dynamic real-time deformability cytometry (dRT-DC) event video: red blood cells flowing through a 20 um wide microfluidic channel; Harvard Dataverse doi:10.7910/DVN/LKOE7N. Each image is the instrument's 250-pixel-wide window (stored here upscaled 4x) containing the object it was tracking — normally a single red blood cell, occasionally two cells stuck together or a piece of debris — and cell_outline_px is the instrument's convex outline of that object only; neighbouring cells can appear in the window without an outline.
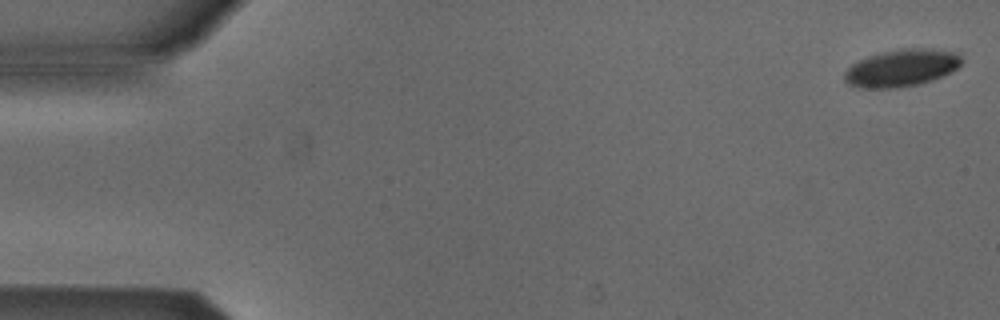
{"species": "Egyptian fruit bat (a non-hibernating species)", "species_latin": "Rousettus aegyptiacus", "temperature_condition": "cold", "stored_images_in_passage": 4, "camera_frame_rate_fps": 3000, "um_per_image_px": 0.085, "animal": {"sex": "male"}, "frame": {"image": 1, "passage_image": 1, "time_ms": 0.0, "image_size_px": [1000, 320], "cell_outline_px": [[964, 60], [956, 68], [940, 76], [916, 84], [888, 88], [864, 88], [848, 84], [844, 80], [844, 72], [852, 64], [868, 56], [880, 52], [904, 48], [932, 48], [960, 52]], "centroid_in_image_um": [76.64, 5.74], "position_along_channel_um": 8.4, "area_um2": 25.2}}